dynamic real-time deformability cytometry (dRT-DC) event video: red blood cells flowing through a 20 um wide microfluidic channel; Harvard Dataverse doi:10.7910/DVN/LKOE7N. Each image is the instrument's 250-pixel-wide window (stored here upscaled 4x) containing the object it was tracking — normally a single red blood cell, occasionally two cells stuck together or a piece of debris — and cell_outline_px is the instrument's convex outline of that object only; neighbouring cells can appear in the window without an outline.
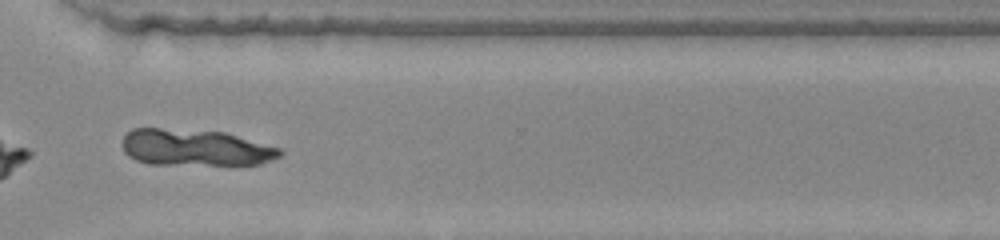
{"species": "common noctule bat (a hibernating species)", "species_latin": "Nyctalus noctula", "temperature_condition": "warm", "stored_images_in_passage": 48, "camera_frame_rate_fps": 3000, "um_per_image_px": 0.085, "animal": {"sex": "female", "body_mass_g": 22.0, "forearm_length_mm": 56.7}, "frame": {"image": 1, "passage_image": 37, "time_ms": 12.0, "image_size_px": [1000, 240], "cell_outline_px": [[284, 152], [280, 156], [272, 160], [260, 164], [148, 164], [136, 160], [128, 156], [124, 152], [120, 144], [124, 136], [132, 128], [160, 128], [224, 132], [280, 148]], "centroid_in_image_um": [16.55, 12.54], "position_along_channel_um": 354.1, "area_um2": 33.58}}